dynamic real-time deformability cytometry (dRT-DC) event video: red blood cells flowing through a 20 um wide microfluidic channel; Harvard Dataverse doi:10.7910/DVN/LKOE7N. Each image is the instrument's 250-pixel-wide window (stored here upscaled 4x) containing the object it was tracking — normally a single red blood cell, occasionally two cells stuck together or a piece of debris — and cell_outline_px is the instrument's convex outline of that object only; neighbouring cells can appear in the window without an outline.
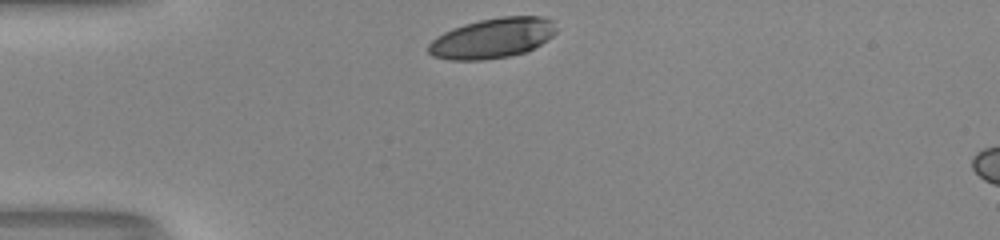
{"species": "human", "species_latin": "Homo sapiens", "temperature_condition": "room temperature", "stored_images_in_passage": 29, "camera_frame_rate_fps": 3000, "um_per_image_px": 0.085, "donor": {"sex": "male"}, "frame": {"image": 1, "passage_image": 1, "time_ms": 0.0, "image_size_px": [1000, 240], "cell_outline_px": [[556, 32], [548, 40], [524, 52], [512, 56], [484, 60], [448, 60], [432, 56], [428, 52], [428, 44], [436, 36], [452, 28], [464, 24], [480, 20], [500, 16], [540, 16], [552, 20], [556, 28]], "centroid_in_image_um": [41.84, 3.25], "position_along_channel_um": 43.2, "area_um2": 30.06}}
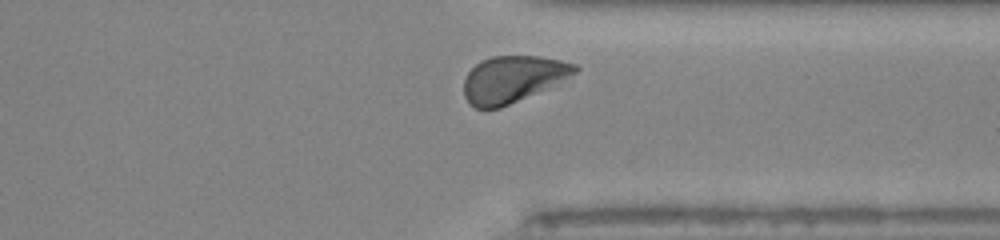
{"frame": {"image": 2, "passage_image": 27, "time_ms": 8.667, "image_size_px": [1000, 240], "cell_outline_px": [[580, 68], [576, 72], [568, 76], [500, 108], [476, 108], [468, 104], [464, 96], [464, 80], [468, 72], [480, 60], [492, 56], [540, 56], [560, 60], [576, 64]], "centroid_in_image_um": [43.5, 6.7], "position_along_channel_um": 367.9, "area_um2": 29.42}, "authors_computed_cell_mechanics": {"area_um2": 31.1542, "velocity_mm_per_s": 4.1172, "shape_relaxation_time_tau1_ms": 3.2826, "shape_relaxation_time_tau2_ms": 1.5883, "deformation_change_tau1": 0.1431, "deformation_change_tau2": 0.045}}